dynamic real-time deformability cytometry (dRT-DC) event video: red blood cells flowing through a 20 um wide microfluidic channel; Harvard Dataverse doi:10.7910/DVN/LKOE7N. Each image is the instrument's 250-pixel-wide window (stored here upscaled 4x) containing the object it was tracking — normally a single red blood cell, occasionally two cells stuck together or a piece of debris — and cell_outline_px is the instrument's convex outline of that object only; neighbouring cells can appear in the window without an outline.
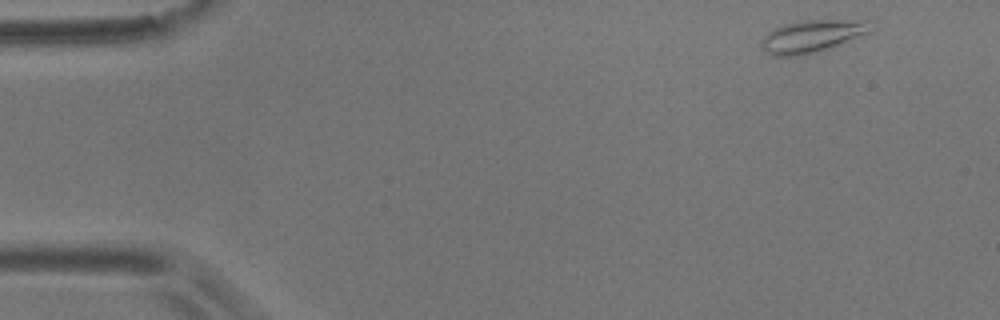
{"species": "common noctule bat (a hibernating species)", "species_latin": "Nyctalus noctula", "temperature_condition": "room temperature", "stored_images_in_passage": 4, "camera_frame_rate_fps": 3000, "um_per_image_px": 0.085, "animal": {"sex": "male", "body_mass_g": 17.9}, "frame": {"image": 1, "passage_image": 1, "time_ms": 0.0, "image_size_px": [1000, 320], "cell_outline_px": [[876, 28], [868, 32], [828, 48], [816, 52], [800, 56], [772, 56], [760, 44], [760, 40], [768, 32], [784, 24], [804, 20], [876, 20]], "centroid_in_image_um": [69.08, 3.05], "position_along_channel_um": 15.9, "area_um2": 20.63}}